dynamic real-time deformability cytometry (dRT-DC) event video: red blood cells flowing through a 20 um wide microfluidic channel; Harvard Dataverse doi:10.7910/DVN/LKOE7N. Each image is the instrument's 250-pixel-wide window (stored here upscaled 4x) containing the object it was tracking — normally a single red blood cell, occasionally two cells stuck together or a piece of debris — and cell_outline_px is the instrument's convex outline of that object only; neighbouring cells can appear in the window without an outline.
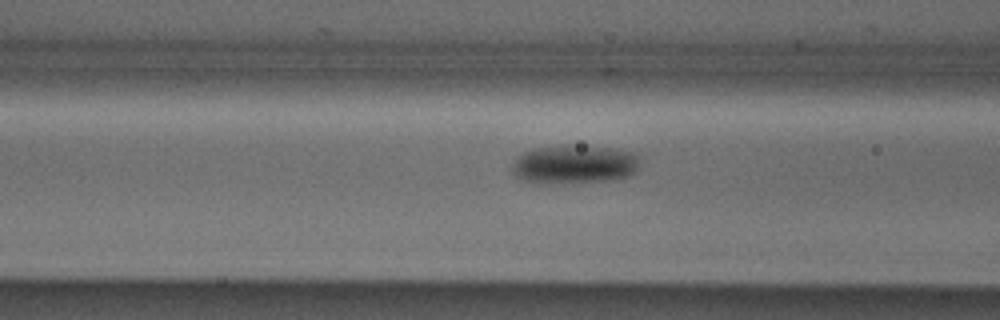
{"species": "Egyptian fruit bat (a non-hibernating species)", "species_latin": "Rousettus aegyptiacus", "temperature_condition": "cold", "stored_images_in_passage": 32, "camera_frame_rate_fps": 3000, "um_per_image_px": 0.085, "animal": {"sex": "male"}, "frame": {"image": 1, "passage_image": 10, "time_ms": 3.0, "image_size_px": [1000, 320], "cell_outline_px": [[640, 156], [636, 168], [628, 176], [612, 180], [552, 184], [532, 184], [516, 176], [512, 172], [512, 164], [516, 156], [520, 152], [532, 148], [568, 144], [616, 148], [636, 152]], "centroid_in_image_um": [48.76, 13.95], "position_along_channel_um": 117.8, "area_um2": 29.71}}
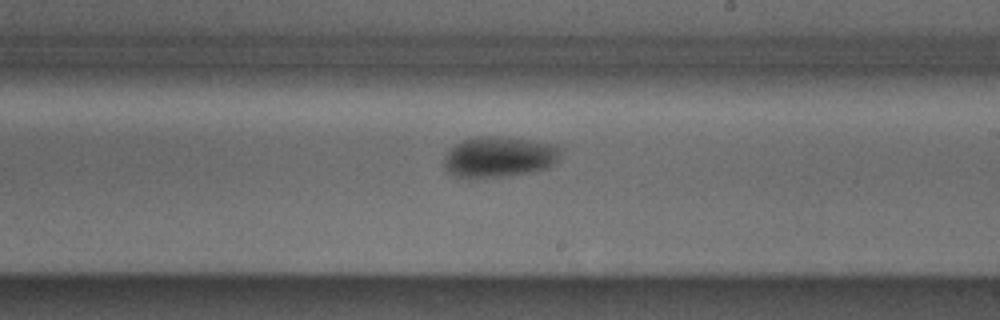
{"frame": {"image": 2, "passage_image": 20, "time_ms": 6.333, "image_size_px": [1000, 320], "cell_outline_px": [[560, 152], [556, 160], [548, 168], [532, 172], [508, 176], [472, 180], [456, 176], [448, 172], [444, 168], [444, 156], [456, 144], [464, 140], [476, 136], [500, 136], [556, 144], [560, 148]], "centroid_in_image_um": [42.39, 13.36], "position_along_channel_um": 246.6, "area_um2": 28.03}}
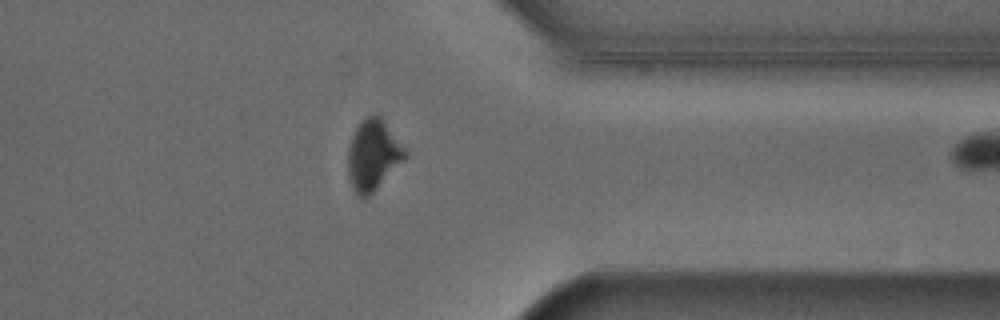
{"frame": {"image": 3, "passage_image": 31, "time_ms": 10.0, "image_size_px": [1000, 320], "cell_outline_px": [[408, 156], [368, 196], [360, 196], [356, 192], [348, 176], [348, 148], [352, 136], [360, 120], [364, 116], [372, 112], [380, 112], [408, 152]], "centroid_in_image_um": [31.73, 13.05], "position_along_channel_um": 379.7, "area_um2": 23.76}}